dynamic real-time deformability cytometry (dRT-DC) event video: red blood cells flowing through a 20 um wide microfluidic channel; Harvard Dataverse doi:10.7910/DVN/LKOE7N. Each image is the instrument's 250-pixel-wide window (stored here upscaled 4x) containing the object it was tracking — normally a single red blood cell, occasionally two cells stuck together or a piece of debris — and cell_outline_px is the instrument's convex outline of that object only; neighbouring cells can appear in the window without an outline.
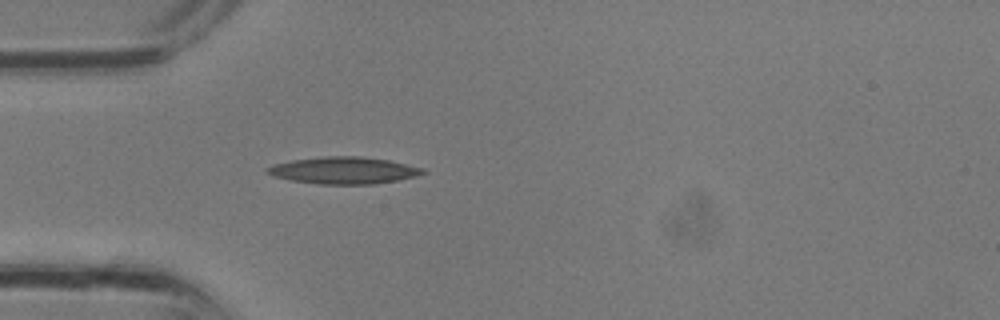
{"species": "common noctule bat (a hibernating species)", "species_latin": "Nyctalus noctula", "temperature_condition": "room temperature", "stored_images_in_passage": 4, "camera_frame_rate_fps": 3000, "um_per_image_px": 0.085, "animal": {"sex": "male", "body_mass_g": 13.3}, "frame": {"image": 1, "passage_image": 4, "time_ms": 1.0, "image_size_px": [1000, 320], "cell_outline_px": [[428, 172], [416, 176], [376, 184], [320, 184], [292, 180], [276, 176], [264, 172], [264, 168], [272, 164], [292, 160], [324, 156], [360, 156], [388, 160], [424, 168]], "centroid_in_image_um": [29.21, 14.48], "position_along_channel_um": 55.8, "area_um2": 24.39}}